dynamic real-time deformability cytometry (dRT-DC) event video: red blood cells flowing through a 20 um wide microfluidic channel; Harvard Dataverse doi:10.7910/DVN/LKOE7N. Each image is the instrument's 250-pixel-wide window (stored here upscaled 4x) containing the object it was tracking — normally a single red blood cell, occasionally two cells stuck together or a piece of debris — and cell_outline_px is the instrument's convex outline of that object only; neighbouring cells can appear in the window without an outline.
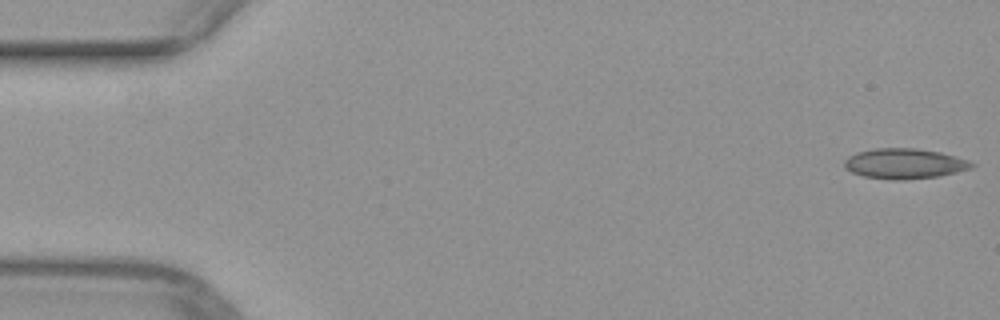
{"species": "common noctule bat (a hibernating species)", "species_latin": "Nyctalus noctula", "temperature_condition": "warm", "stored_images_in_passage": 8, "camera_frame_rate_fps": 3000, "um_per_image_px": 0.085, "animal": {"sex": "female", "body_mass_g": 29.2, "forearm_length_mm": 56.3}, "frame": {"image": 1, "passage_image": 1, "time_ms": 0.0, "image_size_px": [1000, 320], "cell_outline_px": [[976, 164], [972, 168], [956, 172], [936, 176], [904, 180], [892, 180], [864, 176], [852, 172], [844, 168], [844, 160], [848, 156], [856, 152], [876, 148], [916, 148], [940, 152], [968, 160]], "centroid_in_image_um": [76.86, 13.9], "position_along_channel_um": 8.1, "area_um2": 22.43}}